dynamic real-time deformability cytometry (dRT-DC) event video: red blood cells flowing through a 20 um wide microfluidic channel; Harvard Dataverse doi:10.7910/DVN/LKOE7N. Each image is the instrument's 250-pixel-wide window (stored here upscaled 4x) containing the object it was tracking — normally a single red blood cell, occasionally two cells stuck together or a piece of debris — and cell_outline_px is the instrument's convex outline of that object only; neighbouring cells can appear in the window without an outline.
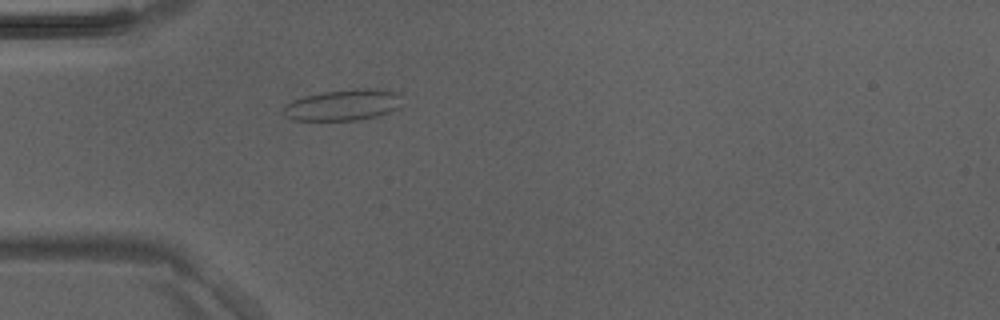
{"species": "Egyptian fruit bat (a non-hibernating species)", "species_latin": "Rousettus aegyptiacus", "temperature_condition": "room temperature", "stored_images_in_passage": 3, "camera_frame_rate_fps": 3000, "um_per_image_px": 0.085, "animal": {"sex": "male"}, "frame": {"image": 1, "passage_image": 3, "time_ms": 0.667, "image_size_px": [1000, 320], "cell_outline_px": [[400, 108], [376, 116], [356, 120], [292, 120], [284, 116], [280, 112], [280, 108], [284, 104], [292, 100], [304, 96], [320, 92], [364, 88], [368, 88], [396, 92], [400, 96]], "centroid_in_image_um": [29.07, 8.93], "position_along_channel_um": 55.9, "area_um2": 21.68}}